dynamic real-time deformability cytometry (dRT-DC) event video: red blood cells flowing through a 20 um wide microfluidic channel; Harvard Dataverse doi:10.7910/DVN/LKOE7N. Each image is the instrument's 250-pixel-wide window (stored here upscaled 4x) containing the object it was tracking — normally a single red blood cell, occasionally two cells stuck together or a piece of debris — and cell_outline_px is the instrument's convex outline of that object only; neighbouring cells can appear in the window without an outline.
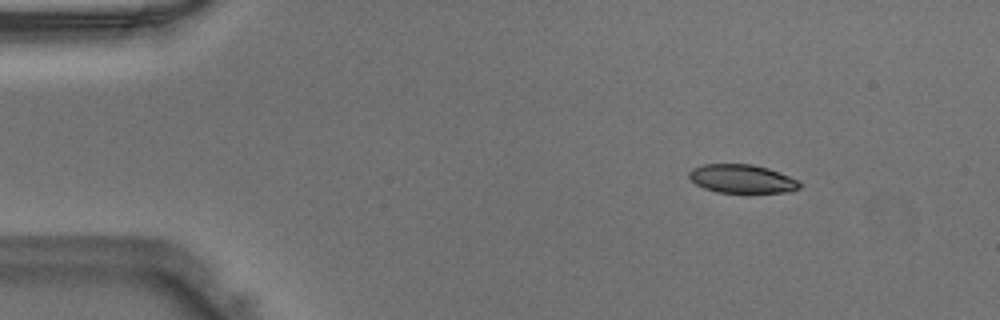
{"species": "Egyptian fruit bat (a non-hibernating species)", "species_latin": "Rousettus aegyptiacus", "temperature_condition": "warm", "stored_images_in_passage": 41, "camera_frame_rate_fps": 3000, "um_per_image_px": 0.085, "animal": {"sex": "male"}, "frame": {"image": 1, "passage_image": 1, "time_ms": 0.0, "image_size_px": [1000, 320], "cell_outline_px": [[804, 184], [800, 188], [792, 192], [720, 192], [704, 188], [696, 184], [688, 176], [688, 172], [692, 168], [704, 164], [752, 164], [768, 168], [780, 172], [800, 180]], "centroid_in_image_um": [63.13, 15.19], "position_along_channel_um": 21.9, "area_um2": 18.55}}
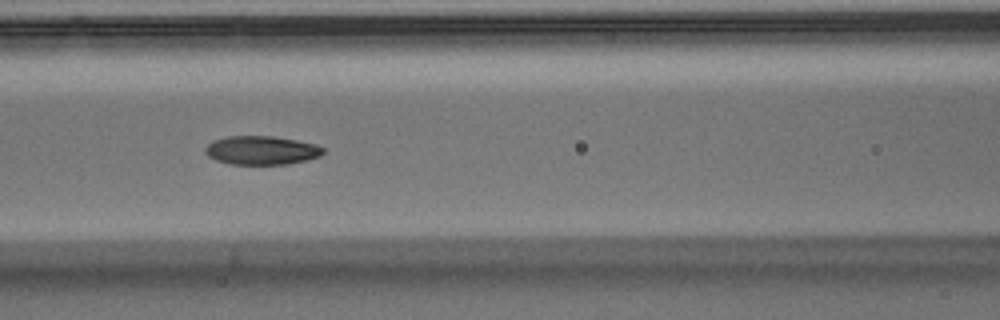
{"frame": {"image": 2, "passage_image": 15, "time_ms": 4.667, "image_size_px": [1000, 320], "cell_outline_px": [[324, 152], [320, 156], [308, 160], [288, 164], [228, 164], [216, 160], [208, 156], [204, 152], [204, 148], [212, 140], [228, 136], [272, 136], [296, 140], [316, 144], [324, 148]], "centroid_in_image_um": [22.22, 12.78], "position_along_channel_um": 144.4, "area_um2": 19.88}}
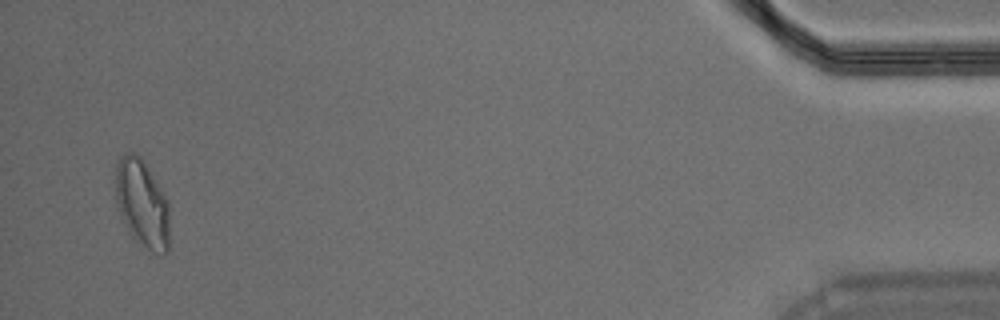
{"frame": {"image": 3, "passage_image": 40, "time_ms": 13.0, "image_size_px": [1000, 320], "cell_outline_px": [[168, 252], [164, 252], [148, 248], [136, 240], [132, 236], [120, 216], [116, 200], [116, 160], [120, 156], [128, 152], [136, 152], [144, 160], [168, 200]], "centroid_in_image_um": [12.05, 17.2], "position_along_channel_um": 423.1, "area_um2": 27.34}}